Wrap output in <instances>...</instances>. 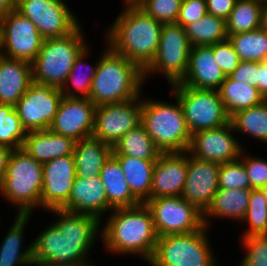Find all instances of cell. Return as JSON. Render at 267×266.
Returning a JSON list of instances; mask_svg holds the SVG:
<instances>
[{
  "label": "cell",
  "mask_w": 267,
  "mask_h": 266,
  "mask_svg": "<svg viewBox=\"0 0 267 266\" xmlns=\"http://www.w3.org/2000/svg\"><path fill=\"white\" fill-rule=\"evenodd\" d=\"M218 92L230 117L238 111L254 107L265 100L254 85L239 83L229 76H226Z\"/></svg>",
  "instance_id": "obj_30"
},
{
  "label": "cell",
  "mask_w": 267,
  "mask_h": 266,
  "mask_svg": "<svg viewBox=\"0 0 267 266\" xmlns=\"http://www.w3.org/2000/svg\"><path fill=\"white\" fill-rule=\"evenodd\" d=\"M2 27V47L9 58L32 63L37 57L44 38L30 19L16 9L0 18Z\"/></svg>",
  "instance_id": "obj_15"
},
{
  "label": "cell",
  "mask_w": 267,
  "mask_h": 266,
  "mask_svg": "<svg viewBox=\"0 0 267 266\" xmlns=\"http://www.w3.org/2000/svg\"><path fill=\"white\" fill-rule=\"evenodd\" d=\"M267 201V184L259 189Z\"/></svg>",
  "instance_id": "obj_52"
},
{
  "label": "cell",
  "mask_w": 267,
  "mask_h": 266,
  "mask_svg": "<svg viewBox=\"0 0 267 266\" xmlns=\"http://www.w3.org/2000/svg\"><path fill=\"white\" fill-rule=\"evenodd\" d=\"M184 28L191 46H210L228 39L226 20L210 13Z\"/></svg>",
  "instance_id": "obj_32"
},
{
  "label": "cell",
  "mask_w": 267,
  "mask_h": 266,
  "mask_svg": "<svg viewBox=\"0 0 267 266\" xmlns=\"http://www.w3.org/2000/svg\"><path fill=\"white\" fill-rule=\"evenodd\" d=\"M112 211L101 233L106 248L115 253H138L149 261L158 239L149 208L141 203Z\"/></svg>",
  "instance_id": "obj_3"
},
{
  "label": "cell",
  "mask_w": 267,
  "mask_h": 266,
  "mask_svg": "<svg viewBox=\"0 0 267 266\" xmlns=\"http://www.w3.org/2000/svg\"><path fill=\"white\" fill-rule=\"evenodd\" d=\"M75 142L72 138L56 134L49 129L27 132L22 149L40 163L73 155Z\"/></svg>",
  "instance_id": "obj_24"
},
{
  "label": "cell",
  "mask_w": 267,
  "mask_h": 266,
  "mask_svg": "<svg viewBox=\"0 0 267 266\" xmlns=\"http://www.w3.org/2000/svg\"><path fill=\"white\" fill-rule=\"evenodd\" d=\"M87 49L88 47L83 52H81L79 56L76 58L75 62L73 63L71 72L69 73L67 81L65 83V85H67L71 82L72 86H74V89L80 92L81 95L83 94L81 98H89L91 84L93 81V77L96 74V70L98 66V63H97L94 67H91L89 74L88 73L84 75L83 74L81 75V73L77 74V71L79 70L78 69L79 66L81 67V65L83 64L82 59L85 58L84 56H86V54L88 53Z\"/></svg>",
  "instance_id": "obj_41"
},
{
  "label": "cell",
  "mask_w": 267,
  "mask_h": 266,
  "mask_svg": "<svg viewBox=\"0 0 267 266\" xmlns=\"http://www.w3.org/2000/svg\"><path fill=\"white\" fill-rule=\"evenodd\" d=\"M250 227L244 236L266 235L267 201L259 189H252L246 215L243 219Z\"/></svg>",
  "instance_id": "obj_37"
},
{
  "label": "cell",
  "mask_w": 267,
  "mask_h": 266,
  "mask_svg": "<svg viewBox=\"0 0 267 266\" xmlns=\"http://www.w3.org/2000/svg\"><path fill=\"white\" fill-rule=\"evenodd\" d=\"M145 204L158 237L196 232L205 226L203 212L181 196L149 199Z\"/></svg>",
  "instance_id": "obj_11"
},
{
  "label": "cell",
  "mask_w": 267,
  "mask_h": 266,
  "mask_svg": "<svg viewBox=\"0 0 267 266\" xmlns=\"http://www.w3.org/2000/svg\"><path fill=\"white\" fill-rule=\"evenodd\" d=\"M60 209L92 215L99 219L102 212L113 210L108 205L106 190L100 175L93 179L76 177L69 200Z\"/></svg>",
  "instance_id": "obj_22"
},
{
  "label": "cell",
  "mask_w": 267,
  "mask_h": 266,
  "mask_svg": "<svg viewBox=\"0 0 267 266\" xmlns=\"http://www.w3.org/2000/svg\"><path fill=\"white\" fill-rule=\"evenodd\" d=\"M263 3L264 0H236L226 19L227 35L259 29Z\"/></svg>",
  "instance_id": "obj_33"
},
{
  "label": "cell",
  "mask_w": 267,
  "mask_h": 266,
  "mask_svg": "<svg viewBox=\"0 0 267 266\" xmlns=\"http://www.w3.org/2000/svg\"><path fill=\"white\" fill-rule=\"evenodd\" d=\"M81 33L78 26L67 36L44 39L31 63L33 82L61 89L64 97L80 98L75 92H67L65 83L76 58L87 48Z\"/></svg>",
  "instance_id": "obj_5"
},
{
  "label": "cell",
  "mask_w": 267,
  "mask_h": 266,
  "mask_svg": "<svg viewBox=\"0 0 267 266\" xmlns=\"http://www.w3.org/2000/svg\"><path fill=\"white\" fill-rule=\"evenodd\" d=\"M252 189H218L213 200L203 213L204 225L207 226L205 217H231L243 220L251 196Z\"/></svg>",
  "instance_id": "obj_28"
},
{
  "label": "cell",
  "mask_w": 267,
  "mask_h": 266,
  "mask_svg": "<svg viewBox=\"0 0 267 266\" xmlns=\"http://www.w3.org/2000/svg\"><path fill=\"white\" fill-rule=\"evenodd\" d=\"M1 48H2V27H1V23H0V50H2ZM2 54H3V52L0 51V55H2Z\"/></svg>",
  "instance_id": "obj_53"
},
{
  "label": "cell",
  "mask_w": 267,
  "mask_h": 266,
  "mask_svg": "<svg viewBox=\"0 0 267 266\" xmlns=\"http://www.w3.org/2000/svg\"><path fill=\"white\" fill-rule=\"evenodd\" d=\"M242 161L250 180V189H260L267 184V161L258 158H243Z\"/></svg>",
  "instance_id": "obj_43"
},
{
  "label": "cell",
  "mask_w": 267,
  "mask_h": 266,
  "mask_svg": "<svg viewBox=\"0 0 267 266\" xmlns=\"http://www.w3.org/2000/svg\"><path fill=\"white\" fill-rule=\"evenodd\" d=\"M240 61H267V32L260 28L228 36Z\"/></svg>",
  "instance_id": "obj_34"
},
{
  "label": "cell",
  "mask_w": 267,
  "mask_h": 266,
  "mask_svg": "<svg viewBox=\"0 0 267 266\" xmlns=\"http://www.w3.org/2000/svg\"><path fill=\"white\" fill-rule=\"evenodd\" d=\"M141 124L161 152H188L191 134L177 98L176 105L157 100L144 101Z\"/></svg>",
  "instance_id": "obj_7"
},
{
  "label": "cell",
  "mask_w": 267,
  "mask_h": 266,
  "mask_svg": "<svg viewBox=\"0 0 267 266\" xmlns=\"http://www.w3.org/2000/svg\"><path fill=\"white\" fill-rule=\"evenodd\" d=\"M11 152V148L0 145V186L5 176L7 162Z\"/></svg>",
  "instance_id": "obj_48"
},
{
  "label": "cell",
  "mask_w": 267,
  "mask_h": 266,
  "mask_svg": "<svg viewBox=\"0 0 267 266\" xmlns=\"http://www.w3.org/2000/svg\"><path fill=\"white\" fill-rule=\"evenodd\" d=\"M225 78L211 46H192L188 70L178 84L197 89L218 90Z\"/></svg>",
  "instance_id": "obj_21"
},
{
  "label": "cell",
  "mask_w": 267,
  "mask_h": 266,
  "mask_svg": "<svg viewBox=\"0 0 267 266\" xmlns=\"http://www.w3.org/2000/svg\"><path fill=\"white\" fill-rule=\"evenodd\" d=\"M256 62L240 61L238 67L229 76L232 80L239 83L254 85V75Z\"/></svg>",
  "instance_id": "obj_45"
},
{
  "label": "cell",
  "mask_w": 267,
  "mask_h": 266,
  "mask_svg": "<svg viewBox=\"0 0 267 266\" xmlns=\"http://www.w3.org/2000/svg\"><path fill=\"white\" fill-rule=\"evenodd\" d=\"M144 71L110 47L98 61L89 99L96 105L121 103L139 97Z\"/></svg>",
  "instance_id": "obj_4"
},
{
  "label": "cell",
  "mask_w": 267,
  "mask_h": 266,
  "mask_svg": "<svg viewBox=\"0 0 267 266\" xmlns=\"http://www.w3.org/2000/svg\"><path fill=\"white\" fill-rule=\"evenodd\" d=\"M191 47L183 26L163 23L156 55L143 70L144 78L150 72L163 71L171 85L180 83L188 70Z\"/></svg>",
  "instance_id": "obj_10"
},
{
  "label": "cell",
  "mask_w": 267,
  "mask_h": 266,
  "mask_svg": "<svg viewBox=\"0 0 267 266\" xmlns=\"http://www.w3.org/2000/svg\"><path fill=\"white\" fill-rule=\"evenodd\" d=\"M112 152L113 156H130L147 161H156L161 154L142 124L122 136L112 147Z\"/></svg>",
  "instance_id": "obj_29"
},
{
  "label": "cell",
  "mask_w": 267,
  "mask_h": 266,
  "mask_svg": "<svg viewBox=\"0 0 267 266\" xmlns=\"http://www.w3.org/2000/svg\"><path fill=\"white\" fill-rule=\"evenodd\" d=\"M126 177L132 195L140 202L151 199L152 174L156 161H147L130 156H114Z\"/></svg>",
  "instance_id": "obj_27"
},
{
  "label": "cell",
  "mask_w": 267,
  "mask_h": 266,
  "mask_svg": "<svg viewBox=\"0 0 267 266\" xmlns=\"http://www.w3.org/2000/svg\"><path fill=\"white\" fill-rule=\"evenodd\" d=\"M254 86L259 90L264 99L267 100V61L256 62Z\"/></svg>",
  "instance_id": "obj_47"
},
{
  "label": "cell",
  "mask_w": 267,
  "mask_h": 266,
  "mask_svg": "<svg viewBox=\"0 0 267 266\" xmlns=\"http://www.w3.org/2000/svg\"><path fill=\"white\" fill-rule=\"evenodd\" d=\"M62 98L61 89L32 82L14 106L26 132L49 129Z\"/></svg>",
  "instance_id": "obj_13"
},
{
  "label": "cell",
  "mask_w": 267,
  "mask_h": 266,
  "mask_svg": "<svg viewBox=\"0 0 267 266\" xmlns=\"http://www.w3.org/2000/svg\"><path fill=\"white\" fill-rule=\"evenodd\" d=\"M260 29L267 32V0L264 1L261 10Z\"/></svg>",
  "instance_id": "obj_50"
},
{
  "label": "cell",
  "mask_w": 267,
  "mask_h": 266,
  "mask_svg": "<svg viewBox=\"0 0 267 266\" xmlns=\"http://www.w3.org/2000/svg\"><path fill=\"white\" fill-rule=\"evenodd\" d=\"M108 32V46L144 70L156 55L163 23L127 5Z\"/></svg>",
  "instance_id": "obj_2"
},
{
  "label": "cell",
  "mask_w": 267,
  "mask_h": 266,
  "mask_svg": "<svg viewBox=\"0 0 267 266\" xmlns=\"http://www.w3.org/2000/svg\"><path fill=\"white\" fill-rule=\"evenodd\" d=\"M235 3L236 0H206L207 13L226 20Z\"/></svg>",
  "instance_id": "obj_46"
},
{
  "label": "cell",
  "mask_w": 267,
  "mask_h": 266,
  "mask_svg": "<svg viewBox=\"0 0 267 266\" xmlns=\"http://www.w3.org/2000/svg\"><path fill=\"white\" fill-rule=\"evenodd\" d=\"M60 216L32 242L33 263L46 266H91L85 256L101 220L88 214L51 209Z\"/></svg>",
  "instance_id": "obj_1"
},
{
  "label": "cell",
  "mask_w": 267,
  "mask_h": 266,
  "mask_svg": "<svg viewBox=\"0 0 267 266\" xmlns=\"http://www.w3.org/2000/svg\"><path fill=\"white\" fill-rule=\"evenodd\" d=\"M183 0H142L137 6L161 23H176Z\"/></svg>",
  "instance_id": "obj_39"
},
{
  "label": "cell",
  "mask_w": 267,
  "mask_h": 266,
  "mask_svg": "<svg viewBox=\"0 0 267 266\" xmlns=\"http://www.w3.org/2000/svg\"><path fill=\"white\" fill-rule=\"evenodd\" d=\"M112 153L111 146L94 137L76 141L73 151L76 177L93 179L99 176Z\"/></svg>",
  "instance_id": "obj_25"
},
{
  "label": "cell",
  "mask_w": 267,
  "mask_h": 266,
  "mask_svg": "<svg viewBox=\"0 0 267 266\" xmlns=\"http://www.w3.org/2000/svg\"><path fill=\"white\" fill-rule=\"evenodd\" d=\"M184 153L161 152L153 169L151 199L181 196L188 171V156Z\"/></svg>",
  "instance_id": "obj_20"
},
{
  "label": "cell",
  "mask_w": 267,
  "mask_h": 266,
  "mask_svg": "<svg viewBox=\"0 0 267 266\" xmlns=\"http://www.w3.org/2000/svg\"><path fill=\"white\" fill-rule=\"evenodd\" d=\"M27 132L23 128L13 105L0 104V145L22 148Z\"/></svg>",
  "instance_id": "obj_36"
},
{
  "label": "cell",
  "mask_w": 267,
  "mask_h": 266,
  "mask_svg": "<svg viewBox=\"0 0 267 266\" xmlns=\"http://www.w3.org/2000/svg\"><path fill=\"white\" fill-rule=\"evenodd\" d=\"M142 103L135 98L96 106L92 137L113 147L122 136L141 124Z\"/></svg>",
  "instance_id": "obj_14"
},
{
  "label": "cell",
  "mask_w": 267,
  "mask_h": 266,
  "mask_svg": "<svg viewBox=\"0 0 267 266\" xmlns=\"http://www.w3.org/2000/svg\"><path fill=\"white\" fill-rule=\"evenodd\" d=\"M16 10L31 20L44 39L67 36L80 25L63 0H17Z\"/></svg>",
  "instance_id": "obj_12"
},
{
  "label": "cell",
  "mask_w": 267,
  "mask_h": 266,
  "mask_svg": "<svg viewBox=\"0 0 267 266\" xmlns=\"http://www.w3.org/2000/svg\"><path fill=\"white\" fill-rule=\"evenodd\" d=\"M173 94L181 104L190 134L215 129L230 123L218 90L197 89L174 84Z\"/></svg>",
  "instance_id": "obj_9"
},
{
  "label": "cell",
  "mask_w": 267,
  "mask_h": 266,
  "mask_svg": "<svg viewBox=\"0 0 267 266\" xmlns=\"http://www.w3.org/2000/svg\"><path fill=\"white\" fill-rule=\"evenodd\" d=\"M32 82L30 63L0 55V104L15 106Z\"/></svg>",
  "instance_id": "obj_23"
},
{
  "label": "cell",
  "mask_w": 267,
  "mask_h": 266,
  "mask_svg": "<svg viewBox=\"0 0 267 266\" xmlns=\"http://www.w3.org/2000/svg\"><path fill=\"white\" fill-rule=\"evenodd\" d=\"M33 265H36V266H46V265H41V264H38V263H33Z\"/></svg>",
  "instance_id": "obj_54"
},
{
  "label": "cell",
  "mask_w": 267,
  "mask_h": 266,
  "mask_svg": "<svg viewBox=\"0 0 267 266\" xmlns=\"http://www.w3.org/2000/svg\"><path fill=\"white\" fill-rule=\"evenodd\" d=\"M96 105L89 98H62L49 130L74 141L92 137Z\"/></svg>",
  "instance_id": "obj_16"
},
{
  "label": "cell",
  "mask_w": 267,
  "mask_h": 266,
  "mask_svg": "<svg viewBox=\"0 0 267 266\" xmlns=\"http://www.w3.org/2000/svg\"><path fill=\"white\" fill-rule=\"evenodd\" d=\"M233 130L230 122L219 128L198 131L191 135L188 152L198 159L219 164L238 160L242 146L230 133Z\"/></svg>",
  "instance_id": "obj_17"
},
{
  "label": "cell",
  "mask_w": 267,
  "mask_h": 266,
  "mask_svg": "<svg viewBox=\"0 0 267 266\" xmlns=\"http://www.w3.org/2000/svg\"><path fill=\"white\" fill-rule=\"evenodd\" d=\"M206 227L196 232L158 237L154 254L148 262L152 266H216Z\"/></svg>",
  "instance_id": "obj_8"
},
{
  "label": "cell",
  "mask_w": 267,
  "mask_h": 266,
  "mask_svg": "<svg viewBox=\"0 0 267 266\" xmlns=\"http://www.w3.org/2000/svg\"><path fill=\"white\" fill-rule=\"evenodd\" d=\"M17 0H0V18L16 9Z\"/></svg>",
  "instance_id": "obj_49"
},
{
  "label": "cell",
  "mask_w": 267,
  "mask_h": 266,
  "mask_svg": "<svg viewBox=\"0 0 267 266\" xmlns=\"http://www.w3.org/2000/svg\"><path fill=\"white\" fill-rule=\"evenodd\" d=\"M43 164L22 148L12 150L0 193L19 206V215H30L36 205H41Z\"/></svg>",
  "instance_id": "obj_6"
},
{
  "label": "cell",
  "mask_w": 267,
  "mask_h": 266,
  "mask_svg": "<svg viewBox=\"0 0 267 266\" xmlns=\"http://www.w3.org/2000/svg\"><path fill=\"white\" fill-rule=\"evenodd\" d=\"M248 252L240 266H267V235L243 236Z\"/></svg>",
  "instance_id": "obj_40"
},
{
  "label": "cell",
  "mask_w": 267,
  "mask_h": 266,
  "mask_svg": "<svg viewBox=\"0 0 267 266\" xmlns=\"http://www.w3.org/2000/svg\"><path fill=\"white\" fill-rule=\"evenodd\" d=\"M28 218L29 215H16L15 222L1 245L0 266L33 265L32 244L23 252L20 248L22 246V232Z\"/></svg>",
  "instance_id": "obj_31"
},
{
  "label": "cell",
  "mask_w": 267,
  "mask_h": 266,
  "mask_svg": "<svg viewBox=\"0 0 267 266\" xmlns=\"http://www.w3.org/2000/svg\"><path fill=\"white\" fill-rule=\"evenodd\" d=\"M127 5H138L142 0H125Z\"/></svg>",
  "instance_id": "obj_51"
},
{
  "label": "cell",
  "mask_w": 267,
  "mask_h": 266,
  "mask_svg": "<svg viewBox=\"0 0 267 266\" xmlns=\"http://www.w3.org/2000/svg\"><path fill=\"white\" fill-rule=\"evenodd\" d=\"M210 46L213 49V54L217 64L225 76H230L238 67L240 62L239 56L235 52L233 45L229 39H226Z\"/></svg>",
  "instance_id": "obj_42"
},
{
  "label": "cell",
  "mask_w": 267,
  "mask_h": 266,
  "mask_svg": "<svg viewBox=\"0 0 267 266\" xmlns=\"http://www.w3.org/2000/svg\"><path fill=\"white\" fill-rule=\"evenodd\" d=\"M207 13L206 0H183L176 23L185 27Z\"/></svg>",
  "instance_id": "obj_44"
},
{
  "label": "cell",
  "mask_w": 267,
  "mask_h": 266,
  "mask_svg": "<svg viewBox=\"0 0 267 266\" xmlns=\"http://www.w3.org/2000/svg\"><path fill=\"white\" fill-rule=\"evenodd\" d=\"M75 179L76 166L73 155L43 163L41 206L49 211L60 209L69 200Z\"/></svg>",
  "instance_id": "obj_18"
},
{
  "label": "cell",
  "mask_w": 267,
  "mask_h": 266,
  "mask_svg": "<svg viewBox=\"0 0 267 266\" xmlns=\"http://www.w3.org/2000/svg\"><path fill=\"white\" fill-rule=\"evenodd\" d=\"M218 189H250V180L241 159L220 165Z\"/></svg>",
  "instance_id": "obj_38"
},
{
  "label": "cell",
  "mask_w": 267,
  "mask_h": 266,
  "mask_svg": "<svg viewBox=\"0 0 267 266\" xmlns=\"http://www.w3.org/2000/svg\"><path fill=\"white\" fill-rule=\"evenodd\" d=\"M189 157L187 179L181 197L204 213L218 190L221 164L201 160L192 155Z\"/></svg>",
  "instance_id": "obj_19"
},
{
  "label": "cell",
  "mask_w": 267,
  "mask_h": 266,
  "mask_svg": "<svg viewBox=\"0 0 267 266\" xmlns=\"http://www.w3.org/2000/svg\"><path fill=\"white\" fill-rule=\"evenodd\" d=\"M230 122L234 131H242L267 142V100L236 112L230 117Z\"/></svg>",
  "instance_id": "obj_35"
},
{
  "label": "cell",
  "mask_w": 267,
  "mask_h": 266,
  "mask_svg": "<svg viewBox=\"0 0 267 266\" xmlns=\"http://www.w3.org/2000/svg\"><path fill=\"white\" fill-rule=\"evenodd\" d=\"M108 205L112 208L134 207L141 204L130 191L118 160L111 155L100 170Z\"/></svg>",
  "instance_id": "obj_26"
}]
</instances>
